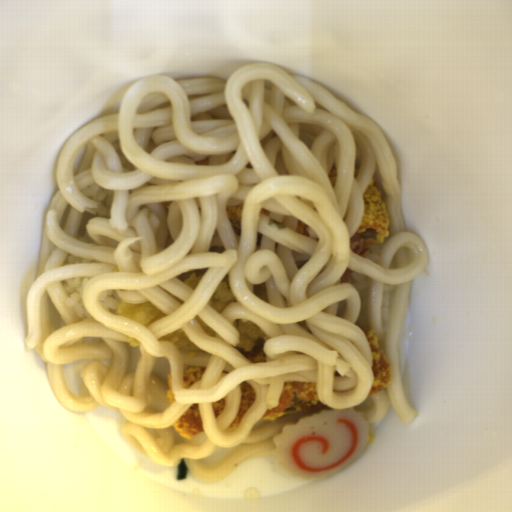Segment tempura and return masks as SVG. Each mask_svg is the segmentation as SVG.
<instances>
[{"instance_id":"tempura-1","label":"tempura","mask_w":512,"mask_h":512,"mask_svg":"<svg viewBox=\"0 0 512 512\" xmlns=\"http://www.w3.org/2000/svg\"><path fill=\"white\" fill-rule=\"evenodd\" d=\"M112 313L138 321L146 328L157 320L167 317V313L159 309L150 301L142 303L120 302L117 307L110 310Z\"/></svg>"},{"instance_id":"tempura-2","label":"tempura","mask_w":512,"mask_h":512,"mask_svg":"<svg viewBox=\"0 0 512 512\" xmlns=\"http://www.w3.org/2000/svg\"><path fill=\"white\" fill-rule=\"evenodd\" d=\"M232 324L236 327L238 333L237 348L245 351L252 350L253 347L261 346L263 342L269 340V335L265 333L258 325L251 321L232 320Z\"/></svg>"},{"instance_id":"tempura-3","label":"tempura","mask_w":512,"mask_h":512,"mask_svg":"<svg viewBox=\"0 0 512 512\" xmlns=\"http://www.w3.org/2000/svg\"><path fill=\"white\" fill-rule=\"evenodd\" d=\"M159 341L170 342L181 354L182 358L190 359L198 354H206L208 351L196 346L182 329H175L164 334Z\"/></svg>"},{"instance_id":"tempura-4","label":"tempura","mask_w":512,"mask_h":512,"mask_svg":"<svg viewBox=\"0 0 512 512\" xmlns=\"http://www.w3.org/2000/svg\"><path fill=\"white\" fill-rule=\"evenodd\" d=\"M235 299L236 298L230 289L229 274H228V275H225L222 282L219 284V286L214 291L213 295L211 296V298L208 302V306L212 307L213 309H215L221 313L225 309V307L230 302H234Z\"/></svg>"},{"instance_id":"tempura-5","label":"tempura","mask_w":512,"mask_h":512,"mask_svg":"<svg viewBox=\"0 0 512 512\" xmlns=\"http://www.w3.org/2000/svg\"><path fill=\"white\" fill-rule=\"evenodd\" d=\"M364 247V241L362 240L361 237L357 236L356 234L351 237V241H350V250L353 251L354 253H357L359 255H366L367 253H369V249H363Z\"/></svg>"},{"instance_id":"tempura-6","label":"tempura","mask_w":512,"mask_h":512,"mask_svg":"<svg viewBox=\"0 0 512 512\" xmlns=\"http://www.w3.org/2000/svg\"><path fill=\"white\" fill-rule=\"evenodd\" d=\"M252 288H253V293L255 294L256 297H258L259 299H261L264 302L269 303L268 296H267L266 283L252 284Z\"/></svg>"},{"instance_id":"tempura-7","label":"tempura","mask_w":512,"mask_h":512,"mask_svg":"<svg viewBox=\"0 0 512 512\" xmlns=\"http://www.w3.org/2000/svg\"><path fill=\"white\" fill-rule=\"evenodd\" d=\"M195 320L197 321V323L199 324L201 330H203L204 332H206L207 334L209 335H215L216 336V332L214 329H212L211 327H209L206 322L203 320L202 317H199V316H195L194 317Z\"/></svg>"},{"instance_id":"tempura-8","label":"tempura","mask_w":512,"mask_h":512,"mask_svg":"<svg viewBox=\"0 0 512 512\" xmlns=\"http://www.w3.org/2000/svg\"><path fill=\"white\" fill-rule=\"evenodd\" d=\"M203 275H196L191 273L190 277L185 279L183 283H187L193 290L199 285L200 279Z\"/></svg>"},{"instance_id":"tempura-9","label":"tempura","mask_w":512,"mask_h":512,"mask_svg":"<svg viewBox=\"0 0 512 512\" xmlns=\"http://www.w3.org/2000/svg\"><path fill=\"white\" fill-rule=\"evenodd\" d=\"M353 271H354V270L346 269V270L342 273V275H341L342 283H343L346 279H348V278L351 276V274L353 273Z\"/></svg>"},{"instance_id":"tempura-10","label":"tempura","mask_w":512,"mask_h":512,"mask_svg":"<svg viewBox=\"0 0 512 512\" xmlns=\"http://www.w3.org/2000/svg\"><path fill=\"white\" fill-rule=\"evenodd\" d=\"M127 343L134 347V346H139L141 342H139V341L135 340L134 338L128 336Z\"/></svg>"}]
</instances>
